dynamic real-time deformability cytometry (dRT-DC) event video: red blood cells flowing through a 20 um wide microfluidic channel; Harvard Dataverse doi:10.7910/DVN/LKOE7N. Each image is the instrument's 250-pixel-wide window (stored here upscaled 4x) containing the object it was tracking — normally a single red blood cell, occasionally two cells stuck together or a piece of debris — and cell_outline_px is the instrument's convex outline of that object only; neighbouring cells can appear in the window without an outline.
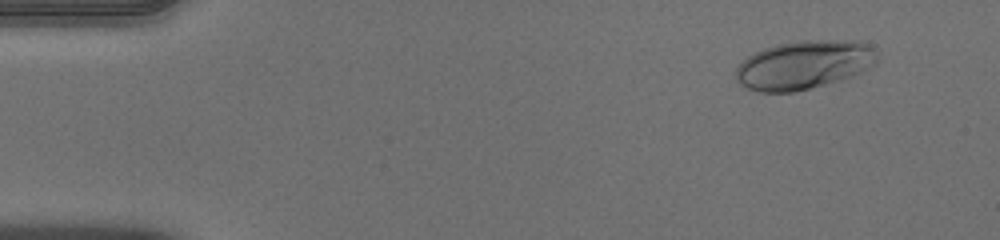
{"species": "human", "species_latin": "Homo sapiens", "temperature_condition": "warm", "stored_images_in_passage": 52, "camera_frame_rate_fps": 3000, "um_per_image_px": 0.085, "donor": {"sex": "male"}, "frame": {"image": 1, "passage_image": 5, "time_ms": 1.333, "image_size_px": [1000, 240], "cell_outline_px": [[876, 64], [872, 68], [852, 76], [840, 80], [812, 88], [792, 92], [760, 92], [748, 88], [740, 84], [736, 80], [736, 68], [748, 56], [764, 48], [776, 44], [796, 40], [860, 40], [872, 48], [876, 52]], "centroid_in_image_um": [68.36, 5.5], "position_along_channel_um": 16.6, "area_um2": 40.29}}
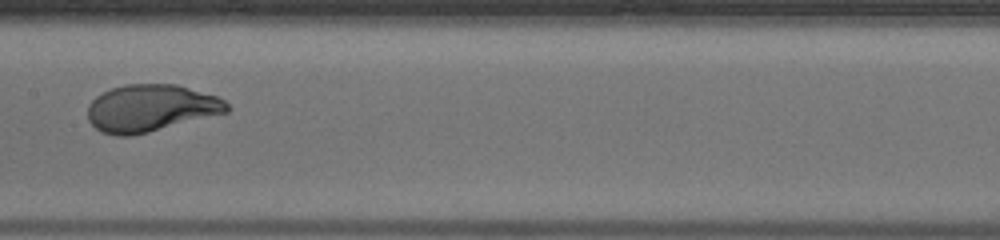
{"frame": {"image": 2, "passage_image": 27, "time_ms": 8.667, "image_size_px": [1000, 240], "cell_outline_px": [[232, 108], [228, 112], [132, 136], [116, 136], [100, 132], [88, 120], [88, 104], [96, 96], [112, 88], [124, 84], [176, 84], [216, 96], [224, 100]], "centroid_in_image_um": [12.8, 9.19], "position_along_channel_um": 194.6, "area_um2": 38.21}}
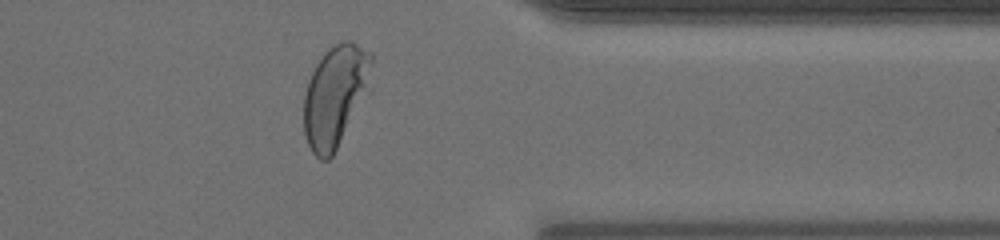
{"frame": {"image": 3, "passage_image": 42, "time_ms": 13.667, "image_size_px": [1000, 240], "cell_outline_px": [[372, 64], [364, 88], [336, 148], [332, 156], [328, 160], [320, 160], [312, 152], [304, 136], [304, 96], [308, 80], [316, 64], [324, 52], [332, 44], [344, 40], [348, 40], [372, 52]], "centroid_in_image_um": [28.39, 8.08], "position_along_channel_um": 383.0, "area_um2": 38.21}, "authors_computed_cell_mechanics": {"area_um2": 38.2058, "velocity_mm_per_s": 3.9635, "shape_relaxation_time_tau1_ms": 3.0663, "shape_relaxation_time_tau2_ms": null, "deformation_change_tau1": 0.2078, "deformation_change_tau2": null}}